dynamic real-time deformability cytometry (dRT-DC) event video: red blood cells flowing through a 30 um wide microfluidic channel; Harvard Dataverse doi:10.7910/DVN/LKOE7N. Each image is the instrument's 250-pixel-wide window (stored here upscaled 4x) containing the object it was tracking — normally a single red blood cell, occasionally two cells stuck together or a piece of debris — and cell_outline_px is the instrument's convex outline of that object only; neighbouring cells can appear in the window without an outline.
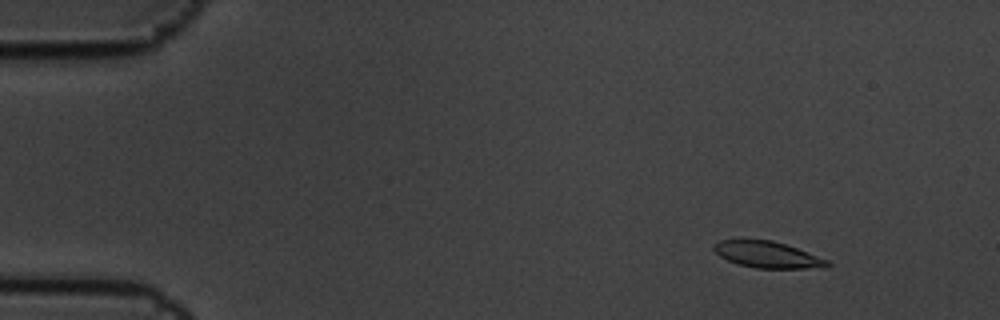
{"species": "common noctule bat (a hibernating species)", "species_latin": "Nyctalus noctula", "temperature_condition": "cold", "stored_images_in_passage": 15, "camera_frame_rate_fps": 3000, "um_per_image_px": 0.085, "animal": {"sex": "male", "body_mass_g": 19.5, "forearm_length_mm": 54.6}, "frame": {"image": 1, "passage_image": 2, "time_ms": 0.333, "image_size_px": [1000, 320], "cell_outline_px": [[832, 264], [824, 268], [756, 268], [740, 264], [728, 260], [720, 256], [712, 248], [712, 244], [720, 240], [772, 240], [796, 248], [828, 260]], "centroid_in_image_um": [65.23, 21.65], "position_along_channel_um": 19.8, "area_um2": 17.22}}
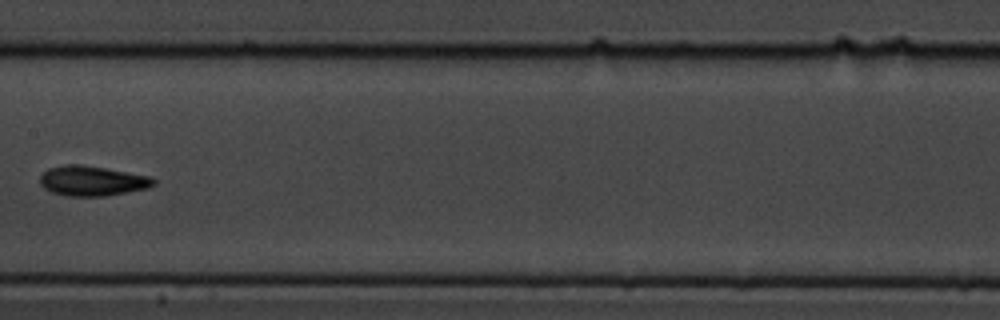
{"frame": {"image": 2, "passage_image": 8, "time_ms": 2.333, "image_size_px": [1000, 320], "cell_outline_px": [[156, 184], [148, 188], [104, 196], [64, 196], [52, 192], [44, 188], [40, 184], [40, 176], [48, 168], [64, 164], [80, 164], [152, 176], [156, 180]], "centroid_in_image_um": [7.84, 15.37], "position_along_channel_um": 199.6, "area_um2": 19.94}}
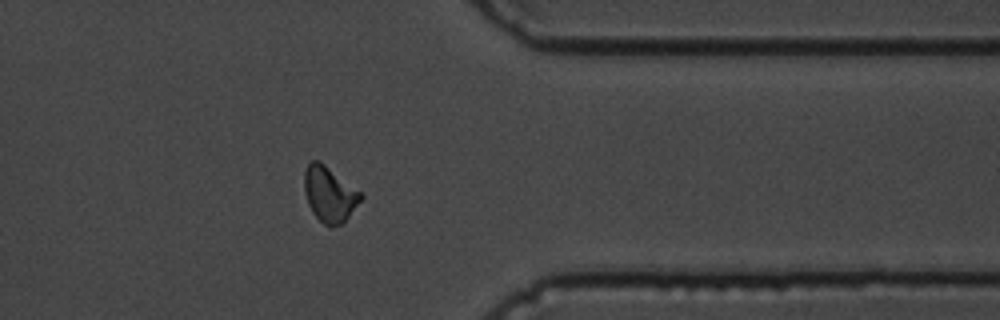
{"frame": {"image": 3, "passage_image": 13, "time_ms": 4.0, "image_size_px": [1000, 320], "cell_outline_px": [[364, 196], [344, 224], [324, 224], [312, 212], [308, 204], [304, 192], [304, 172], [308, 164], [312, 160], [320, 160], [364, 192]], "centroid_in_image_um": [28.05, 16.46], "position_along_channel_um": 383.4, "area_um2": 18.61}}